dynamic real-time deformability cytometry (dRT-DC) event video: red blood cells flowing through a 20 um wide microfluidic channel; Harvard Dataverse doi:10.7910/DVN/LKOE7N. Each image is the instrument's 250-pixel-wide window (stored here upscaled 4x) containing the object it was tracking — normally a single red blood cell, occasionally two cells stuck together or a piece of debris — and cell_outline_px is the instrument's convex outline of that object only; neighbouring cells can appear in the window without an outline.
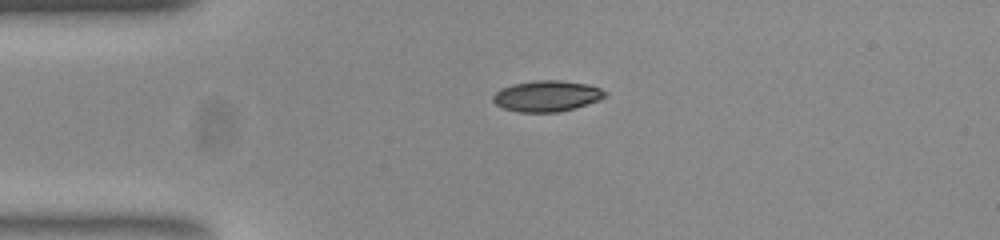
{"species": "common noctule bat (a hibernating species)", "species_latin": "Nyctalus noctula", "temperature_condition": "room temperature", "stored_images_in_passage": 37, "camera_frame_rate_fps": 3000, "um_per_image_px": 0.085, "animal": {"sex": "female", "body_mass_g": 23.0, "forearm_length_mm": 53.4}, "frame": {"image": 1, "passage_image": 1, "time_ms": 0.0, "image_size_px": [1000, 240], "cell_outline_px": [[608, 96], [600, 100], [576, 108], [560, 112], [520, 112], [504, 108], [496, 104], [492, 100], [492, 96], [500, 88], [512, 84], [536, 80], [560, 80], [588, 84], [600, 88], [608, 92]], "centroid_in_image_um": [46.52, 8.16], "position_along_channel_um": 38.5, "area_um2": 20.46}}
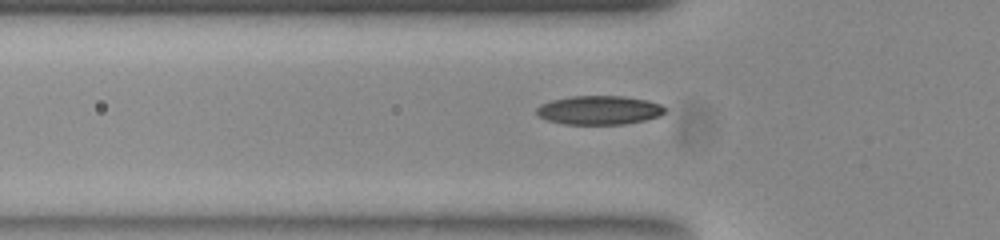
{"frame": {"image": 2, "passage_image": 6, "time_ms": 1.667, "image_size_px": [1000, 240], "cell_outline_px": [[668, 108], [660, 116], [644, 120], [624, 124], [564, 124], [548, 120], [540, 116], [536, 112], [536, 108], [540, 104], [552, 100], [572, 96], [624, 96], [648, 100], [660, 104]], "centroid_in_image_um": [50.95, 9.35], "position_along_channel_um": 74.8, "area_um2": 21.62}}
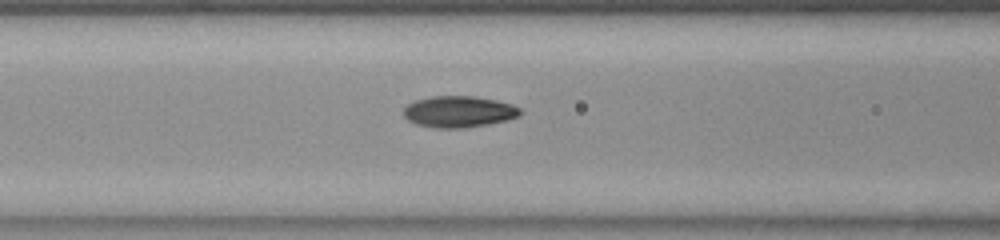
{"frame": {"image": 3, "passage_image": 10, "time_ms": 3.0, "image_size_px": [1000, 240], "cell_outline_px": [[524, 112], [520, 116], [508, 120], [488, 124], [464, 128], [432, 128], [416, 124], [408, 120], [404, 116], [404, 108], [408, 104], [416, 100], [432, 96], [476, 96], [496, 100], [512, 104], [520, 108]], "centroid_in_image_um": [39.03, 9.5], "position_along_channel_um": 127.6, "area_um2": 21.56}}